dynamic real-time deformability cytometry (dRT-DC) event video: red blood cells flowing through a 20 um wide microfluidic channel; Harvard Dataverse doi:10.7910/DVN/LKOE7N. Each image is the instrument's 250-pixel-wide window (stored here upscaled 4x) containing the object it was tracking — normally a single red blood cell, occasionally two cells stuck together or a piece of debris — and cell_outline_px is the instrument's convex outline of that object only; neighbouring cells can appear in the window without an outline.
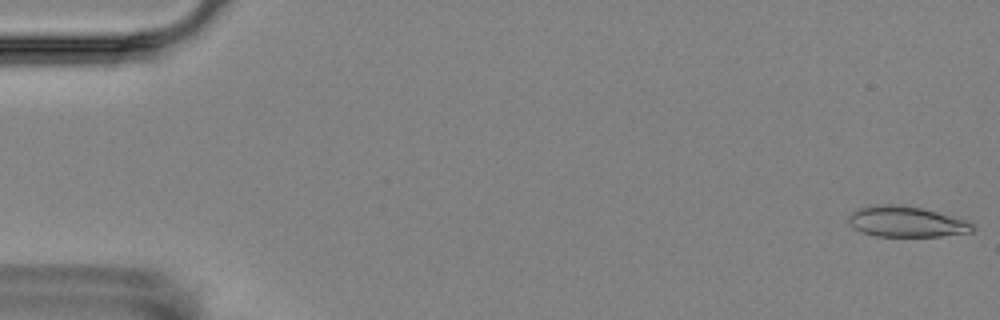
{"species": "Egyptian fruit bat (a non-hibernating species)", "species_latin": "Rousettus aegyptiacus", "temperature_condition": "room temperature", "stored_images_in_passage": 6, "camera_frame_rate_fps": 3000, "um_per_image_px": 0.085, "animal": {"sex": "female"}, "frame": {"image": 1, "passage_image": 1, "time_ms": 0.0, "image_size_px": [1000, 320], "cell_outline_px": [[976, 228], [972, 232], [940, 236], [876, 236], [860, 232], [848, 220], [848, 216], [852, 212], [860, 208], [876, 204], [900, 204], [924, 208], [968, 220], [976, 224]], "centroid_in_image_um": [77.11, 18.83], "position_along_channel_um": 7.9, "area_um2": 22.43}}